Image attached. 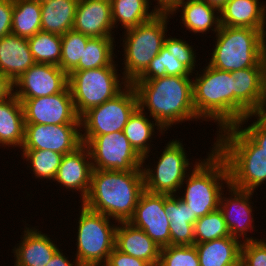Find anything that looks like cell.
Masks as SVG:
<instances>
[{"mask_svg": "<svg viewBox=\"0 0 266 266\" xmlns=\"http://www.w3.org/2000/svg\"><path fill=\"white\" fill-rule=\"evenodd\" d=\"M131 85L137 94L138 108L142 112L146 109V114L165 131L178 123L200 120L193 105L192 77L166 75L134 80Z\"/></svg>", "mask_w": 266, "mask_h": 266, "instance_id": "cell-1", "label": "cell"}, {"mask_svg": "<svg viewBox=\"0 0 266 266\" xmlns=\"http://www.w3.org/2000/svg\"><path fill=\"white\" fill-rule=\"evenodd\" d=\"M145 191L142 169L132 171L93 170L91 186L81 202L91 211L102 213L117 222H128Z\"/></svg>", "mask_w": 266, "mask_h": 266, "instance_id": "cell-2", "label": "cell"}, {"mask_svg": "<svg viewBox=\"0 0 266 266\" xmlns=\"http://www.w3.org/2000/svg\"><path fill=\"white\" fill-rule=\"evenodd\" d=\"M216 134L217 140L212 146L226 161L230 185L256 192L266 182V151L237 124L222 128Z\"/></svg>", "mask_w": 266, "mask_h": 266, "instance_id": "cell-3", "label": "cell"}, {"mask_svg": "<svg viewBox=\"0 0 266 266\" xmlns=\"http://www.w3.org/2000/svg\"><path fill=\"white\" fill-rule=\"evenodd\" d=\"M201 71V74L197 71L192 80L193 105L197 116L202 121H214L218 124V130L235 125L233 73L209 65Z\"/></svg>", "mask_w": 266, "mask_h": 266, "instance_id": "cell-4", "label": "cell"}, {"mask_svg": "<svg viewBox=\"0 0 266 266\" xmlns=\"http://www.w3.org/2000/svg\"><path fill=\"white\" fill-rule=\"evenodd\" d=\"M207 155L190 171L180 186V190L186 187L185 192L181 196L177 194L191 210L193 223L219 208L221 193L225 192L224 186L230 184L226 161L213 147Z\"/></svg>", "mask_w": 266, "mask_h": 266, "instance_id": "cell-5", "label": "cell"}, {"mask_svg": "<svg viewBox=\"0 0 266 266\" xmlns=\"http://www.w3.org/2000/svg\"><path fill=\"white\" fill-rule=\"evenodd\" d=\"M215 37L211 58L205 65L229 72L266 67V35L261 30L221 26Z\"/></svg>", "mask_w": 266, "mask_h": 266, "instance_id": "cell-6", "label": "cell"}, {"mask_svg": "<svg viewBox=\"0 0 266 266\" xmlns=\"http://www.w3.org/2000/svg\"><path fill=\"white\" fill-rule=\"evenodd\" d=\"M169 18L172 17L166 10H160L150 21L124 30L125 37H122L121 46L124 48L122 60L125 66L122 76L130 84L148 67L164 46Z\"/></svg>", "mask_w": 266, "mask_h": 266, "instance_id": "cell-7", "label": "cell"}, {"mask_svg": "<svg viewBox=\"0 0 266 266\" xmlns=\"http://www.w3.org/2000/svg\"><path fill=\"white\" fill-rule=\"evenodd\" d=\"M116 67L72 71L68 75L74 108L79 117L90 108L113 99L130 84L117 74L119 70Z\"/></svg>", "mask_w": 266, "mask_h": 266, "instance_id": "cell-8", "label": "cell"}, {"mask_svg": "<svg viewBox=\"0 0 266 266\" xmlns=\"http://www.w3.org/2000/svg\"><path fill=\"white\" fill-rule=\"evenodd\" d=\"M80 211L75 258L80 266H104L115 247L116 223L82 203Z\"/></svg>", "mask_w": 266, "mask_h": 266, "instance_id": "cell-9", "label": "cell"}, {"mask_svg": "<svg viewBox=\"0 0 266 266\" xmlns=\"http://www.w3.org/2000/svg\"><path fill=\"white\" fill-rule=\"evenodd\" d=\"M183 141L172 139L163 149L157 164L142 166L145 191L154 194L177 195L187 175L201 160L190 163ZM194 165L193 167L191 166ZM190 165V166H189ZM191 167V168H190ZM189 171V172H188Z\"/></svg>", "mask_w": 266, "mask_h": 266, "instance_id": "cell-10", "label": "cell"}, {"mask_svg": "<svg viewBox=\"0 0 266 266\" xmlns=\"http://www.w3.org/2000/svg\"><path fill=\"white\" fill-rule=\"evenodd\" d=\"M90 152L93 170L132 171L142 169L143 158L123 131L102 135H81Z\"/></svg>", "mask_w": 266, "mask_h": 266, "instance_id": "cell-11", "label": "cell"}, {"mask_svg": "<svg viewBox=\"0 0 266 266\" xmlns=\"http://www.w3.org/2000/svg\"><path fill=\"white\" fill-rule=\"evenodd\" d=\"M137 108V94L134 87L129 84L113 99L90 108L80 116L81 135L123 131L129 117Z\"/></svg>", "mask_w": 266, "mask_h": 266, "instance_id": "cell-12", "label": "cell"}, {"mask_svg": "<svg viewBox=\"0 0 266 266\" xmlns=\"http://www.w3.org/2000/svg\"><path fill=\"white\" fill-rule=\"evenodd\" d=\"M25 124H80L69 86L60 93L30 99H19Z\"/></svg>", "mask_w": 266, "mask_h": 266, "instance_id": "cell-13", "label": "cell"}, {"mask_svg": "<svg viewBox=\"0 0 266 266\" xmlns=\"http://www.w3.org/2000/svg\"><path fill=\"white\" fill-rule=\"evenodd\" d=\"M81 145L80 124H25L20 150H51L65 155Z\"/></svg>", "mask_w": 266, "mask_h": 266, "instance_id": "cell-14", "label": "cell"}, {"mask_svg": "<svg viewBox=\"0 0 266 266\" xmlns=\"http://www.w3.org/2000/svg\"><path fill=\"white\" fill-rule=\"evenodd\" d=\"M232 73L236 125L248 114L266 110V67H250Z\"/></svg>", "mask_w": 266, "mask_h": 266, "instance_id": "cell-15", "label": "cell"}, {"mask_svg": "<svg viewBox=\"0 0 266 266\" xmlns=\"http://www.w3.org/2000/svg\"><path fill=\"white\" fill-rule=\"evenodd\" d=\"M18 99H30L63 92L68 86V74L59 66L33 64L13 83Z\"/></svg>", "mask_w": 266, "mask_h": 266, "instance_id": "cell-16", "label": "cell"}, {"mask_svg": "<svg viewBox=\"0 0 266 266\" xmlns=\"http://www.w3.org/2000/svg\"><path fill=\"white\" fill-rule=\"evenodd\" d=\"M229 197L221 193L219 209L221 210L230 236L242 242L259 240L247 235L254 230L253 198L254 192L234 188L230 184L226 187ZM251 199V200H250ZM251 230V231H250ZM247 236V237H246ZM241 238L243 240H241Z\"/></svg>", "mask_w": 266, "mask_h": 266, "instance_id": "cell-17", "label": "cell"}, {"mask_svg": "<svg viewBox=\"0 0 266 266\" xmlns=\"http://www.w3.org/2000/svg\"><path fill=\"white\" fill-rule=\"evenodd\" d=\"M128 222L142 229L160 248L170 245V221L164 211V194L144 191Z\"/></svg>", "mask_w": 266, "mask_h": 266, "instance_id": "cell-18", "label": "cell"}, {"mask_svg": "<svg viewBox=\"0 0 266 266\" xmlns=\"http://www.w3.org/2000/svg\"><path fill=\"white\" fill-rule=\"evenodd\" d=\"M93 171L91 155L88 147L82 144L74 152L62 157L54 182L61 184L67 191L77 190L83 202L90 190Z\"/></svg>", "mask_w": 266, "mask_h": 266, "instance_id": "cell-19", "label": "cell"}, {"mask_svg": "<svg viewBox=\"0 0 266 266\" xmlns=\"http://www.w3.org/2000/svg\"><path fill=\"white\" fill-rule=\"evenodd\" d=\"M73 29L89 37H113L110 0H79Z\"/></svg>", "mask_w": 266, "mask_h": 266, "instance_id": "cell-20", "label": "cell"}, {"mask_svg": "<svg viewBox=\"0 0 266 266\" xmlns=\"http://www.w3.org/2000/svg\"><path fill=\"white\" fill-rule=\"evenodd\" d=\"M23 232L21 241L12 249L14 266H45L60 249L55 241L51 240V236L43 234L35 227L25 226Z\"/></svg>", "mask_w": 266, "mask_h": 266, "instance_id": "cell-21", "label": "cell"}, {"mask_svg": "<svg viewBox=\"0 0 266 266\" xmlns=\"http://www.w3.org/2000/svg\"><path fill=\"white\" fill-rule=\"evenodd\" d=\"M166 11L170 16L181 11V23L195 35L217 33L221 27L220 9L203 0H177Z\"/></svg>", "mask_w": 266, "mask_h": 266, "instance_id": "cell-22", "label": "cell"}, {"mask_svg": "<svg viewBox=\"0 0 266 266\" xmlns=\"http://www.w3.org/2000/svg\"><path fill=\"white\" fill-rule=\"evenodd\" d=\"M115 247L123 253L158 266L160 247L142 230L129 222H118L115 230Z\"/></svg>", "mask_w": 266, "mask_h": 266, "instance_id": "cell-23", "label": "cell"}, {"mask_svg": "<svg viewBox=\"0 0 266 266\" xmlns=\"http://www.w3.org/2000/svg\"><path fill=\"white\" fill-rule=\"evenodd\" d=\"M35 63L28 39L14 34L0 39V73L12 83Z\"/></svg>", "mask_w": 266, "mask_h": 266, "instance_id": "cell-24", "label": "cell"}, {"mask_svg": "<svg viewBox=\"0 0 266 266\" xmlns=\"http://www.w3.org/2000/svg\"><path fill=\"white\" fill-rule=\"evenodd\" d=\"M220 24L258 29L266 35V3L259 0H229L220 9Z\"/></svg>", "mask_w": 266, "mask_h": 266, "instance_id": "cell-25", "label": "cell"}, {"mask_svg": "<svg viewBox=\"0 0 266 266\" xmlns=\"http://www.w3.org/2000/svg\"><path fill=\"white\" fill-rule=\"evenodd\" d=\"M164 211L170 221V245H194V223L187 204L178 195L164 194Z\"/></svg>", "mask_w": 266, "mask_h": 266, "instance_id": "cell-26", "label": "cell"}, {"mask_svg": "<svg viewBox=\"0 0 266 266\" xmlns=\"http://www.w3.org/2000/svg\"><path fill=\"white\" fill-rule=\"evenodd\" d=\"M25 119L23 105L14 93L0 102V147H18L24 142Z\"/></svg>", "mask_w": 266, "mask_h": 266, "instance_id": "cell-27", "label": "cell"}, {"mask_svg": "<svg viewBox=\"0 0 266 266\" xmlns=\"http://www.w3.org/2000/svg\"><path fill=\"white\" fill-rule=\"evenodd\" d=\"M242 243L229 236L194 245L200 266H240Z\"/></svg>", "mask_w": 266, "mask_h": 266, "instance_id": "cell-28", "label": "cell"}, {"mask_svg": "<svg viewBox=\"0 0 266 266\" xmlns=\"http://www.w3.org/2000/svg\"><path fill=\"white\" fill-rule=\"evenodd\" d=\"M146 112L147 111L142 112L137 108L129 117L123 129V134L126 136L131 146L143 158V164L146 162L145 160L151 156L149 153L152 150V145L150 144L152 142L151 139L154 138L152 136H156L158 131L161 135L166 133L155 120L149 119L151 117L148 116ZM156 129L158 130L157 132H155Z\"/></svg>", "mask_w": 266, "mask_h": 266, "instance_id": "cell-29", "label": "cell"}, {"mask_svg": "<svg viewBox=\"0 0 266 266\" xmlns=\"http://www.w3.org/2000/svg\"><path fill=\"white\" fill-rule=\"evenodd\" d=\"M79 0H40L41 31L63 35L73 29Z\"/></svg>", "mask_w": 266, "mask_h": 266, "instance_id": "cell-30", "label": "cell"}, {"mask_svg": "<svg viewBox=\"0 0 266 266\" xmlns=\"http://www.w3.org/2000/svg\"><path fill=\"white\" fill-rule=\"evenodd\" d=\"M150 0H110L114 28L130 29L150 21L160 12L156 5L150 11ZM118 23V24H117Z\"/></svg>", "mask_w": 266, "mask_h": 266, "instance_id": "cell-31", "label": "cell"}, {"mask_svg": "<svg viewBox=\"0 0 266 266\" xmlns=\"http://www.w3.org/2000/svg\"><path fill=\"white\" fill-rule=\"evenodd\" d=\"M11 34L29 39L41 31L40 0H13Z\"/></svg>", "mask_w": 266, "mask_h": 266, "instance_id": "cell-32", "label": "cell"}, {"mask_svg": "<svg viewBox=\"0 0 266 266\" xmlns=\"http://www.w3.org/2000/svg\"><path fill=\"white\" fill-rule=\"evenodd\" d=\"M114 37H91L86 44L78 66L73 71L118 66L114 60ZM117 64V65H116Z\"/></svg>", "mask_w": 266, "mask_h": 266, "instance_id": "cell-33", "label": "cell"}, {"mask_svg": "<svg viewBox=\"0 0 266 266\" xmlns=\"http://www.w3.org/2000/svg\"><path fill=\"white\" fill-rule=\"evenodd\" d=\"M28 42L36 63L59 66L62 52L61 35L39 31L31 36Z\"/></svg>", "mask_w": 266, "mask_h": 266, "instance_id": "cell-34", "label": "cell"}, {"mask_svg": "<svg viewBox=\"0 0 266 266\" xmlns=\"http://www.w3.org/2000/svg\"><path fill=\"white\" fill-rule=\"evenodd\" d=\"M22 159L26 160L36 179L53 180L57 175L63 154L51 150H21Z\"/></svg>", "mask_w": 266, "mask_h": 266, "instance_id": "cell-35", "label": "cell"}, {"mask_svg": "<svg viewBox=\"0 0 266 266\" xmlns=\"http://www.w3.org/2000/svg\"><path fill=\"white\" fill-rule=\"evenodd\" d=\"M193 76L192 72L165 46L149 63L148 67L135 80H150L163 76Z\"/></svg>", "mask_w": 266, "mask_h": 266, "instance_id": "cell-36", "label": "cell"}, {"mask_svg": "<svg viewBox=\"0 0 266 266\" xmlns=\"http://www.w3.org/2000/svg\"><path fill=\"white\" fill-rule=\"evenodd\" d=\"M90 38L74 29L61 36L62 52L59 67L68 75L78 66Z\"/></svg>", "mask_w": 266, "mask_h": 266, "instance_id": "cell-37", "label": "cell"}, {"mask_svg": "<svg viewBox=\"0 0 266 266\" xmlns=\"http://www.w3.org/2000/svg\"><path fill=\"white\" fill-rule=\"evenodd\" d=\"M229 236L230 232L219 208L199 217L194 223L195 244Z\"/></svg>", "mask_w": 266, "mask_h": 266, "instance_id": "cell-38", "label": "cell"}, {"mask_svg": "<svg viewBox=\"0 0 266 266\" xmlns=\"http://www.w3.org/2000/svg\"><path fill=\"white\" fill-rule=\"evenodd\" d=\"M158 266H200L195 245L162 247Z\"/></svg>", "mask_w": 266, "mask_h": 266, "instance_id": "cell-39", "label": "cell"}, {"mask_svg": "<svg viewBox=\"0 0 266 266\" xmlns=\"http://www.w3.org/2000/svg\"><path fill=\"white\" fill-rule=\"evenodd\" d=\"M164 46L167 50L176 56L177 60L185 65L193 74L196 71V50L192 45L188 44L186 40L172 37H166L164 41ZM194 49V50H193Z\"/></svg>", "mask_w": 266, "mask_h": 266, "instance_id": "cell-40", "label": "cell"}, {"mask_svg": "<svg viewBox=\"0 0 266 266\" xmlns=\"http://www.w3.org/2000/svg\"><path fill=\"white\" fill-rule=\"evenodd\" d=\"M257 117V120L248 127H244V124L251 118ZM263 151H266V110L258 111L248 114L237 124Z\"/></svg>", "mask_w": 266, "mask_h": 266, "instance_id": "cell-41", "label": "cell"}, {"mask_svg": "<svg viewBox=\"0 0 266 266\" xmlns=\"http://www.w3.org/2000/svg\"><path fill=\"white\" fill-rule=\"evenodd\" d=\"M240 266H266V239L243 242Z\"/></svg>", "mask_w": 266, "mask_h": 266, "instance_id": "cell-42", "label": "cell"}, {"mask_svg": "<svg viewBox=\"0 0 266 266\" xmlns=\"http://www.w3.org/2000/svg\"><path fill=\"white\" fill-rule=\"evenodd\" d=\"M104 266H150L146 261L123 253L116 247L112 250Z\"/></svg>", "mask_w": 266, "mask_h": 266, "instance_id": "cell-43", "label": "cell"}, {"mask_svg": "<svg viewBox=\"0 0 266 266\" xmlns=\"http://www.w3.org/2000/svg\"><path fill=\"white\" fill-rule=\"evenodd\" d=\"M13 0H0V39L11 34Z\"/></svg>", "mask_w": 266, "mask_h": 266, "instance_id": "cell-44", "label": "cell"}, {"mask_svg": "<svg viewBox=\"0 0 266 266\" xmlns=\"http://www.w3.org/2000/svg\"><path fill=\"white\" fill-rule=\"evenodd\" d=\"M62 251L59 249L45 266H80L77 259L73 258V262L69 261V257H66Z\"/></svg>", "mask_w": 266, "mask_h": 266, "instance_id": "cell-45", "label": "cell"}, {"mask_svg": "<svg viewBox=\"0 0 266 266\" xmlns=\"http://www.w3.org/2000/svg\"><path fill=\"white\" fill-rule=\"evenodd\" d=\"M14 93L13 83L0 73V102L9 98Z\"/></svg>", "mask_w": 266, "mask_h": 266, "instance_id": "cell-46", "label": "cell"}, {"mask_svg": "<svg viewBox=\"0 0 266 266\" xmlns=\"http://www.w3.org/2000/svg\"><path fill=\"white\" fill-rule=\"evenodd\" d=\"M203 1H206L208 4H211L221 9L229 0H203Z\"/></svg>", "mask_w": 266, "mask_h": 266, "instance_id": "cell-47", "label": "cell"}, {"mask_svg": "<svg viewBox=\"0 0 266 266\" xmlns=\"http://www.w3.org/2000/svg\"><path fill=\"white\" fill-rule=\"evenodd\" d=\"M264 59H265V64H266V48H265V53H264Z\"/></svg>", "mask_w": 266, "mask_h": 266, "instance_id": "cell-48", "label": "cell"}]
</instances>
